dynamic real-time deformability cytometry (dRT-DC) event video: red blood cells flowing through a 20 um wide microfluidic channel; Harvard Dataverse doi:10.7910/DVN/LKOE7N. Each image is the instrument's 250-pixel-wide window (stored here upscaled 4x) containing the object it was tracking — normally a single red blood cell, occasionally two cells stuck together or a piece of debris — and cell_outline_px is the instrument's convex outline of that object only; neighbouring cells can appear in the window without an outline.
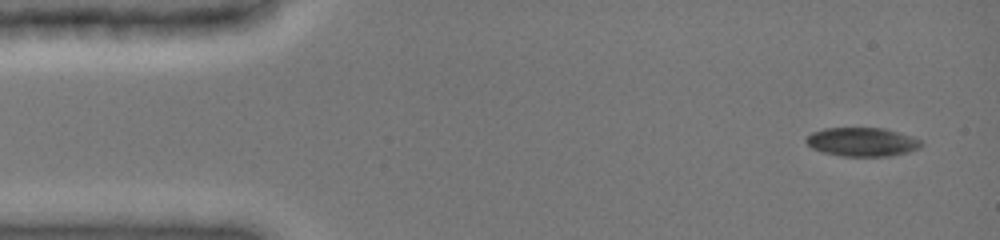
{"species": "common noctule bat (a hibernating species)", "species_latin": "Nyctalus noctula", "temperature_condition": "cold", "stored_images_in_passage": 4, "camera_frame_rate_fps": 3000, "um_per_image_px": 0.085, "animal": {"sex": "female", "body_mass_g": 19.0, "forearm_length_mm": 51.5}, "frame": {"image": 1, "passage_image": 1, "time_ms": 0.0, "image_size_px": [1000, 240], "cell_outline_px": [[924, 144], [920, 148], [908, 152], [888, 156], [840, 156], [824, 152], [812, 148], [804, 140], [812, 132], [824, 128], [884, 128], [912, 136], [920, 140]], "centroid_in_image_um": [73.29, 12.06], "position_along_channel_um": 11.7, "area_um2": 19.31}}
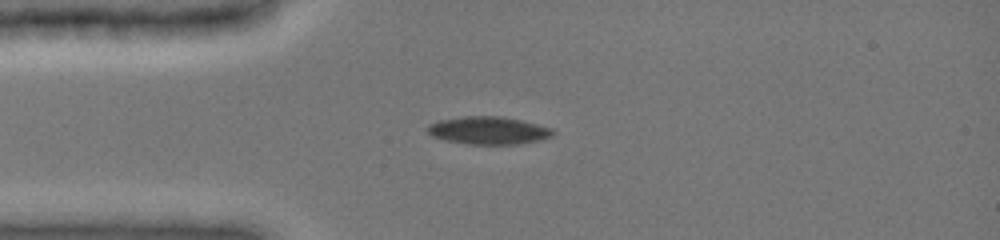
{"frame": {"image": 2, "passage_image": 4, "time_ms": 3.0, "image_size_px": [1000, 240], "cell_outline_px": [[556, 132], [552, 136], [544, 140], [520, 144], [468, 144], [448, 140], [432, 136], [424, 128], [428, 124], [440, 120], [464, 116], [500, 116], [520, 120], [552, 128]], "centroid_in_image_um": [41.54, 11.09], "position_along_channel_um": 43.5, "area_um2": 20.35}}